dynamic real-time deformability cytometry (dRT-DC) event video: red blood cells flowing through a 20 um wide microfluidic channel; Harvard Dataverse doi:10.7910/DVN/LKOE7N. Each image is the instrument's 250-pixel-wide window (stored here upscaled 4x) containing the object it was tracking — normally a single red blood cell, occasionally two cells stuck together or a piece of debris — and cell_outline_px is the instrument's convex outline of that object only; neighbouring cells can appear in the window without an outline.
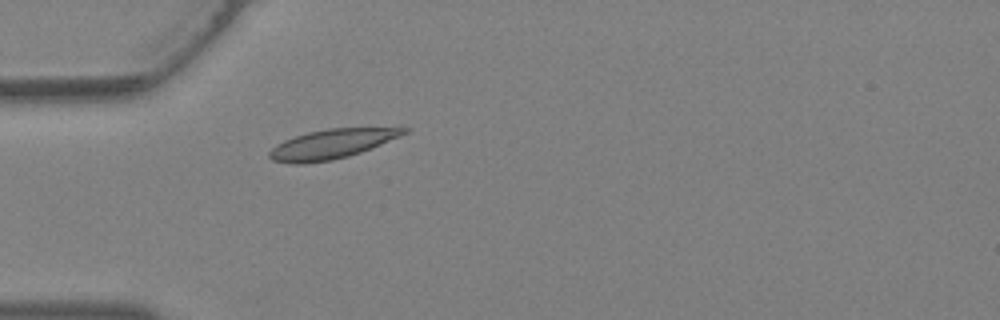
{"species": "Egyptian fruit bat (a non-hibernating species)", "species_latin": "Rousettus aegyptiacus", "temperature_condition": "warm", "stored_images_in_passage": 2, "camera_frame_rate_fps": 3000, "um_per_image_px": 0.085, "animal": {"sex": "female"}, "frame": {"image": 1, "passage_image": 2, "time_ms": 0.333, "image_size_px": [1000, 320], "cell_outline_px": [[384, 292], [380, 300], [368, 292], [316, 244], [296, 224], [296, 216], [308, 220], [328, 232], [376, 276]], "centroid_in_image_um": [29.07, 21.85], "position_along_channel_um": 55.9, "area_um2": 12.66}}